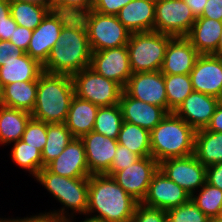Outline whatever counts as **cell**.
Segmentation results:
<instances>
[{
    "instance_id": "51",
    "label": "cell",
    "mask_w": 222,
    "mask_h": 222,
    "mask_svg": "<svg viewBox=\"0 0 222 222\" xmlns=\"http://www.w3.org/2000/svg\"><path fill=\"white\" fill-rule=\"evenodd\" d=\"M67 222H74L71 218H67L66 219ZM72 220V221H71ZM81 222H105L101 219H97V218H93V217H86L84 221H81Z\"/></svg>"
},
{
    "instance_id": "18",
    "label": "cell",
    "mask_w": 222,
    "mask_h": 222,
    "mask_svg": "<svg viewBox=\"0 0 222 222\" xmlns=\"http://www.w3.org/2000/svg\"><path fill=\"white\" fill-rule=\"evenodd\" d=\"M51 173L69 177H90L83 141L73 138L64 151L45 166Z\"/></svg>"
},
{
    "instance_id": "31",
    "label": "cell",
    "mask_w": 222,
    "mask_h": 222,
    "mask_svg": "<svg viewBox=\"0 0 222 222\" xmlns=\"http://www.w3.org/2000/svg\"><path fill=\"white\" fill-rule=\"evenodd\" d=\"M164 82L168 101V113H172L194 91L191 77L189 74H164Z\"/></svg>"
},
{
    "instance_id": "52",
    "label": "cell",
    "mask_w": 222,
    "mask_h": 222,
    "mask_svg": "<svg viewBox=\"0 0 222 222\" xmlns=\"http://www.w3.org/2000/svg\"><path fill=\"white\" fill-rule=\"evenodd\" d=\"M218 56L222 57V33H221L220 40L218 43Z\"/></svg>"
},
{
    "instance_id": "9",
    "label": "cell",
    "mask_w": 222,
    "mask_h": 222,
    "mask_svg": "<svg viewBox=\"0 0 222 222\" xmlns=\"http://www.w3.org/2000/svg\"><path fill=\"white\" fill-rule=\"evenodd\" d=\"M195 20L184 0H155L154 31L173 37L187 36Z\"/></svg>"
},
{
    "instance_id": "44",
    "label": "cell",
    "mask_w": 222,
    "mask_h": 222,
    "mask_svg": "<svg viewBox=\"0 0 222 222\" xmlns=\"http://www.w3.org/2000/svg\"><path fill=\"white\" fill-rule=\"evenodd\" d=\"M24 52L11 43L10 41L0 40V66L6 64L10 60H14L16 57H20Z\"/></svg>"
},
{
    "instance_id": "29",
    "label": "cell",
    "mask_w": 222,
    "mask_h": 222,
    "mask_svg": "<svg viewBox=\"0 0 222 222\" xmlns=\"http://www.w3.org/2000/svg\"><path fill=\"white\" fill-rule=\"evenodd\" d=\"M117 142L139 157L152 156L150 131L135 124L124 121Z\"/></svg>"
},
{
    "instance_id": "1",
    "label": "cell",
    "mask_w": 222,
    "mask_h": 222,
    "mask_svg": "<svg viewBox=\"0 0 222 222\" xmlns=\"http://www.w3.org/2000/svg\"><path fill=\"white\" fill-rule=\"evenodd\" d=\"M92 51L80 16H72L61 29L55 47L42 65L43 72L73 75L90 67Z\"/></svg>"
},
{
    "instance_id": "12",
    "label": "cell",
    "mask_w": 222,
    "mask_h": 222,
    "mask_svg": "<svg viewBox=\"0 0 222 222\" xmlns=\"http://www.w3.org/2000/svg\"><path fill=\"white\" fill-rule=\"evenodd\" d=\"M206 168L194 155L169 158L159 163V169L190 195L205 184Z\"/></svg>"
},
{
    "instance_id": "38",
    "label": "cell",
    "mask_w": 222,
    "mask_h": 222,
    "mask_svg": "<svg viewBox=\"0 0 222 222\" xmlns=\"http://www.w3.org/2000/svg\"><path fill=\"white\" fill-rule=\"evenodd\" d=\"M95 0H53V11L80 16L89 12Z\"/></svg>"
},
{
    "instance_id": "11",
    "label": "cell",
    "mask_w": 222,
    "mask_h": 222,
    "mask_svg": "<svg viewBox=\"0 0 222 222\" xmlns=\"http://www.w3.org/2000/svg\"><path fill=\"white\" fill-rule=\"evenodd\" d=\"M159 169V163L152 157H140L132 165L117 171L112 178L139 203L145 199L149 184Z\"/></svg>"
},
{
    "instance_id": "6",
    "label": "cell",
    "mask_w": 222,
    "mask_h": 222,
    "mask_svg": "<svg viewBox=\"0 0 222 222\" xmlns=\"http://www.w3.org/2000/svg\"><path fill=\"white\" fill-rule=\"evenodd\" d=\"M172 37L156 31L131 33L126 46L132 72L161 71L166 47Z\"/></svg>"
},
{
    "instance_id": "41",
    "label": "cell",
    "mask_w": 222,
    "mask_h": 222,
    "mask_svg": "<svg viewBox=\"0 0 222 222\" xmlns=\"http://www.w3.org/2000/svg\"><path fill=\"white\" fill-rule=\"evenodd\" d=\"M139 158L137 154L130 151L127 147L118 144L114 160L106 175L112 176L115 172L123 170L126 167L128 168L129 165H132Z\"/></svg>"
},
{
    "instance_id": "23",
    "label": "cell",
    "mask_w": 222,
    "mask_h": 222,
    "mask_svg": "<svg viewBox=\"0 0 222 222\" xmlns=\"http://www.w3.org/2000/svg\"><path fill=\"white\" fill-rule=\"evenodd\" d=\"M221 33V21L199 16L186 37L199 54L218 55V43Z\"/></svg>"
},
{
    "instance_id": "35",
    "label": "cell",
    "mask_w": 222,
    "mask_h": 222,
    "mask_svg": "<svg viewBox=\"0 0 222 222\" xmlns=\"http://www.w3.org/2000/svg\"><path fill=\"white\" fill-rule=\"evenodd\" d=\"M190 199L209 218L222 216V190L205 182L200 192Z\"/></svg>"
},
{
    "instance_id": "54",
    "label": "cell",
    "mask_w": 222,
    "mask_h": 222,
    "mask_svg": "<svg viewBox=\"0 0 222 222\" xmlns=\"http://www.w3.org/2000/svg\"><path fill=\"white\" fill-rule=\"evenodd\" d=\"M1 96H2V87L0 86V102H1Z\"/></svg>"
},
{
    "instance_id": "26",
    "label": "cell",
    "mask_w": 222,
    "mask_h": 222,
    "mask_svg": "<svg viewBox=\"0 0 222 222\" xmlns=\"http://www.w3.org/2000/svg\"><path fill=\"white\" fill-rule=\"evenodd\" d=\"M37 94V81H16L2 88L0 104L32 113Z\"/></svg>"
},
{
    "instance_id": "10",
    "label": "cell",
    "mask_w": 222,
    "mask_h": 222,
    "mask_svg": "<svg viewBox=\"0 0 222 222\" xmlns=\"http://www.w3.org/2000/svg\"><path fill=\"white\" fill-rule=\"evenodd\" d=\"M72 15L64 12L50 11L41 23L33 30L26 53L43 65L50 51L55 47L61 29Z\"/></svg>"
},
{
    "instance_id": "43",
    "label": "cell",
    "mask_w": 222,
    "mask_h": 222,
    "mask_svg": "<svg viewBox=\"0 0 222 222\" xmlns=\"http://www.w3.org/2000/svg\"><path fill=\"white\" fill-rule=\"evenodd\" d=\"M32 33L33 30L18 25L9 41L15 44L19 50L26 53Z\"/></svg>"
},
{
    "instance_id": "3",
    "label": "cell",
    "mask_w": 222,
    "mask_h": 222,
    "mask_svg": "<svg viewBox=\"0 0 222 222\" xmlns=\"http://www.w3.org/2000/svg\"><path fill=\"white\" fill-rule=\"evenodd\" d=\"M75 96L71 75L43 72L37 81L32 118L45 123H64Z\"/></svg>"
},
{
    "instance_id": "13",
    "label": "cell",
    "mask_w": 222,
    "mask_h": 222,
    "mask_svg": "<svg viewBox=\"0 0 222 222\" xmlns=\"http://www.w3.org/2000/svg\"><path fill=\"white\" fill-rule=\"evenodd\" d=\"M90 68L125 88L133 74L127 46L92 52Z\"/></svg>"
},
{
    "instance_id": "28",
    "label": "cell",
    "mask_w": 222,
    "mask_h": 222,
    "mask_svg": "<svg viewBox=\"0 0 222 222\" xmlns=\"http://www.w3.org/2000/svg\"><path fill=\"white\" fill-rule=\"evenodd\" d=\"M193 155L206 167L222 162V132L196 130Z\"/></svg>"
},
{
    "instance_id": "55",
    "label": "cell",
    "mask_w": 222,
    "mask_h": 222,
    "mask_svg": "<svg viewBox=\"0 0 222 222\" xmlns=\"http://www.w3.org/2000/svg\"><path fill=\"white\" fill-rule=\"evenodd\" d=\"M0 222H6V218L4 219V218H0Z\"/></svg>"
},
{
    "instance_id": "53",
    "label": "cell",
    "mask_w": 222,
    "mask_h": 222,
    "mask_svg": "<svg viewBox=\"0 0 222 222\" xmlns=\"http://www.w3.org/2000/svg\"><path fill=\"white\" fill-rule=\"evenodd\" d=\"M209 222H222V216L221 217H216V218H211Z\"/></svg>"
},
{
    "instance_id": "27",
    "label": "cell",
    "mask_w": 222,
    "mask_h": 222,
    "mask_svg": "<svg viewBox=\"0 0 222 222\" xmlns=\"http://www.w3.org/2000/svg\"><path fill=\"white\" fill-rule=\"evenodd\" d=\"M31 113L0 104V144H10L22 138Z\"/></svg>"
},
{
    "instance_id": "7",
    "label": "cell",
    "mask_w": 222,
    "mask_h": 222,
    "mask_svg": "<svg viewBox=\"0 0 222 222\" xmlns=\"http://www.w3.org/2000/svg\"><path fill=\"white\" fill-rule=\"evenodd\" d=\"M92 52L126 46L131 32L119 21L117 15H103L92 9L80 15Z\"/></svg>"
},
{
    "instance_id": "33",
    "label": "cell",
    "mask_w": 222,
    "mask_h": 222,
    "mask_svg": "<svg viewBox=\"0 0 222 222\" xmlns=\"http://www.w3.org/2000/svg\"><path fill=\"white\" fill-rule=\"evenodd\" d=\"M50 12L49 9L24 1H10V13L14 21L34 30Z\"/></svg>"
},
{
    "instance_id": "8",
    "label": "cell",
    "mask_w": 222,
    "mask_h": 222,
    "mask_svg": "<svg viewBox=\"0 0 222 222\" xmlns=\"http://www.w3.org/2000/svg\"><path fill=\"white\" fill-rule=\"evenodd\" d=\"M72 80L78 98L90 101L99 107L119 104L123 88L90 67L74 73Z\"/></svg>"
},
{
    "instance_id": "16",
    "label": "cell",
    "mask_w": 222,
    "mask_h": 222,
    "mask_svg": "<svg viewBox=\"0 0 222 222\" xmlns=\"http://www.w3.org/2000/svg\"><path fill=\"white\" fill-rule=\"evenodd\" d=\"M191 195L170 180L160 169L154 174L145 199L142 203L168 211L190 200Z\"/></svg>"
},
{
    "instance_id": "30",
    "label": "cell",
    "mask_w": 222,
    "mask_h": 222,
    "mask_svg": "<svg viewBox=\"0 0 222 222\" xmlns=\"http://www.w3.org/2000/svg\"><path fill=\"white\" fill-rule=\"evenodd\" d=\"M47 141L41 152L43 168L58 157L74 138L64 123H47Z\"/></svg>"
},
{
    "instance_id": "47",
    "label": "cell",
    "mask_w": 222,
    "mask_h": 222,
    "mask_svg": "<svg viewBox=\"0 0 222 222\" xmlns=\"http://www.w3.org/2000/svg\"><path fill=\"white\" fill-rule=\"evenodd\" d=\"M6 222H67L66 219L55 217L53 215L45 213H40L39 215H34L31 217L16 218V219H7Z\"/></svg>"
},
{
    "instance_id": "40",
    "label": "cell",
    "mask_w": 222,
    "mask_h": 222,
    "mask_svg": "<svg viewBox=\"0 0 222 222\" xmlns=\"http://www.w3.org/2000/svg\"><path fill=\"white\" fill-rule=\"evenodd\" d=\"M17 26L10 13V1L0 0V40L9 41Z\"/></svg>"
},
{
    "instance_id": "48",
    "label": "cell",
    "mask_w": 222,
    "mask_h": 222,
    "mask_svg": "<svg viewBox=\"0 0 222 222\" xmlns=\"http://www.w3.org/2000/svg\"><path fill=\"white\" fill-rule=\"evenodd\" d=\"M205 129L212 132H222V100Z\"/></svg>"
},
{
    "instance_id": "4",
    "label": "cell",
    "mask_w": 222,
    "mask_h": 222,
    "mask_svg": "<svg viewBox=\"0 0 222 222\" xmlns=\"http://www.w3.org/2000/svg\"><path fill=\"white\" fill-rule=\"evenodd\" d=\"M196 130L174 112L150 132L152 157L158 162L194 154Z\"/></svg>"
},
{
    "instance_id": "49",
    "label": "cell",
    "mask_w": 222,
    "mask_h": 222,
    "mask_svg": "<svg viewBox=\"0 0 222 222\" xmlns=\"http://www.w3.org/2000/svg\"><path fill=\"white\" fill-rule=\"evenodd\" d=\"M207 1L208 0H184L196 18L202 15Z\"/></svg>"
},
{
    "instance_id": "39",
    "label": "cell",
    "mask_w": 222,
    "mask_h": 222,
    "mask_svg": "<svg viewBox=\"0 0 222 222\" xmlns=\"http://www.w3.org/2000/svg\"><path fill=\"white\" fill-rule=\"evenodd\" d=\"M132 222H168L167 211L138 203Z\"/></svg>"
},
{
    "instance_id": "25",
    "label": "cell",
    "mask_w": 222,
    "mask_h": 222,
    "mask_svg": "<svg viewBox=\"0 0 222 222\" xmlns=\"http://www.w3.org/2000/svg\"><path fill=\"white\" fill-rule=\"evenodd\" d=\"M42 73L43 66L27 53H23L20 57L0 66V86L3 88L16 81H38Z\"/></svg>"
},
{
    "instance_id": "45",
    "label": "cell",
    "mask_w": 222,
    "mask_h": 222,
    "mask_svg": "<svg viewBox=\"0 0 222 222\" xmlns=\"http://www.w3.org/2000/svg\"><path fill=\"white\" fill-rule=\"evenodd\" d=\"M206 182L222 190V162L207 166Z\"/></svg>"
},
{
    "instance_id": "50",
    "label": "cell",
    "mask_w": 222,
    "mask_h": 222,
    "mask_svg": "<svg viewBox=\"0 0 222 222\" xmlns=\"http://www.w3.org/2000/svg\"><path fill=\"white\" fill-rule=\"evenodd\" d=\"M9 1H24L27 3L39 5L41 7H45L50 11H53V0H9Z\"/></svg>"
},
{
    "instance_id": "32",
    "label": "cell",
    "mask_w": 222,
    "mask_h": 222,
    "mask_svg": "<svg viewBox=\"0 0 222 222\" xmlns=\"http://www.w3.org/2000/svg\"><path fill=\"white\" fill-rule=\"evenodd\" d=\"M123 122L119 104L99 107L93 131L111 139H117Z\"/></svg>"
},
{
    "instance_id": "5",
    "label": "cell",
    "mask_w": 222,
    "mask_h": 222,
    "mask_svg": "<svg viewBox=\"0 0 222 222\" xmlns=\"http://www.w3.org/2000/svg\"><path fill=\"white\" fill-rule=\"evenodd\" d=\"M58 202L61 203L60 210L47 212V214L62 219L73 218L74 215L65 214L72 210L74 213L85 214L88 208L89 177L69 178L51 173L46 167L42 168L35 177ZM68 216V217H67Z\"/></svg>"
},
{
    "instance_id": "42",
    "label": "cell",
    "mask_w": 222,
    "mask_h": 222,
    "mask_svg": "<svg viewBox=\"0 0 222 222\" xmlns=\"http://www.w3.org/2000/svg\"><path fill=\"white\" fill-rule=\"evenodd\" d=\"M132 0H95L92 10L103 15H117Z\"/></svg>"
},
{
    "instance_id": "17",
    "label": "cell",
    "mask_w": 222,
    "mask_h": 222,
    "mask_svg": "<svg viewBox=\"0 0 222 222\" xmlns=\"http://www.w3.org/2000/svg\"><path fill=\"white\" fill-rule=\"evenodd\" d=\"M80 139L85 147L90 174H106L114 160L118 146L117 139H111L95 131L83 135Z\"/></svg>"
},
{
    "instance_id": "34",
    "label": "cell",
    "mask_w": 222,
    "mask_h": 222,
    "mask_svg": "<svg viewBox=\"0 0 222 222\" xmlns=\"http://www.w3.org/2000/svg\"><path fill=\"white\" fill-rule=\"evenodd\" d=\"M11 156L16 165L29 171L34 178L43 168L41 152L36 147H32L21 139L14 142L11 150Z\"/></svg>"
},
{
    "instance_id": "14",
    "label": "cell",
    "mask_w": 222,
    "mask_h": 222,
    "mask_svg": "<svg viewBox=\"0 0 222 222\" xmlns=\"http://www.w3.org/2000/svg\"><path fill=\"white\" fill-rule=\"evenodd\" d=\"M123 90L132 98L160 106L168 112L164 74L161 71L133 73Z\"/></svg>"
},
{
    "instance_id": "2",
    "label": "cell",
    "mask_w": 222,
    "mask_h": 222,
    "mask_svg": "<svg viewBox=\"0 0 222 222\" xmlns=\"http://www.w3.org/2000/svg\"><path fill=\"white\" fill-rule=\"evenodd\" d=\"M139 202L130 196L113 178L106 174L89 177L86 215L105 222H132Z\"/></svg>"
},
{
    "instance_id": "36",
    "label": "cell",
    "mask_w": 222,
    "mask_h": 222,
    "mask_svg": "<svg viewBox=\"0 0 222 222\" xmlns=\"http://www.w3.org/2000/svg\"><path fill=\"white\" fill-rule=\"evenodd\" d=\"M168 222H209V218L190 199L167 211Z\"/></svg>"
},
{
    "instance_id": "37",
    "label": "cell",
    "mask_w": 222,
    "mask_h": 222,
    "mask_svg": "<svg viewBox=\"0 0 222 222\" xmlns=\"http://www.w3.org/2000/svg\"><path fill=\"white\" fill-rule=\"evenodd\" d=\"M47 123L30 118L21 140L42 152L47 141Z\"/></svg>"
},
{
    "instance_id": "46",
    "label": "cell",
    "mask_w": 222,
    "mask_h": 222,
    "mask_svg": "<svg viewBox=\"0 0 222 222\" xmlns=\"http://www.w3.org/2000/svg\"><path fill=\"white\" fill-rule=\"evenodd\" d=\"M200 17L222 22V0H208Z\"/></svg>"
},
{
    "instance_id": "19",
    "label": "cell",
    "mask_w": 222,
    "mask_h": 222,
    "mask_svg": "<svg viewBox=\"0 0 222 222\" xmlns=\"http://www.w3.org/2000/svg\"><path fill=\"white\" fill-rule=\"evenodd\" d=\"M220 99L193 91L174 112L195 130L206 128Z\"/></svg>"
},
{
    "instance_id": "22",
    "label": "cell",
    "mask_w": 222,
    "mask_h": 222,
    "mask_svg": "<svg viewBox=\"0 0 222 222\" xmlns=\"http://www.w3.org/2000/svg\"><path fill=\"white\" fill-rule=\"evenodd\" d=\"M117 17L131 33L154 31L155 0H132Z\"/></svg>"
},
{
    "instance_id": "15",
    "label": "cell",
    "mask_w": 222,
    "mask_h": 222,
    "mask_svg": "<svg viewBox=\"0 0 222 222\" xmlns=\"http://www.w3.org/2000/svg\"><path fill=\"white\" fill-rule=\"evenodd\" d=\"M189 75L194 91L222 100V57L200 54Z\"/></svg>"
},
{
    "instance_id": "24",
    "label": "cell",
    "mask_w": 222,
    "mask_h": 222,
    "mask_svg": "<svg viewBox=\"0 0 222 222\" xmlns=\"http://www.w3.org/2000/svg\"><path fill=\"white\" fill-rule=\"evenodd\" d=\"M98 108L99 106L90 101L78 98L76 95L73 97L64 124L74 138H81L93 131Z\"/></svg>"
},
{
    "instance_id": "21",
    "label": "cell",
    "mask_w": 222,
    "mask_h": 222,
    "mask_svg": "<svg viewBox=\"0 0 222 222\" xmlns=\"http://www.w3.org/2000/svg\"><path fill=\"white\" fill-rule=\"evenodd\" d=\"M200 54L186 36L172 37L166 47L163 74H190Z\"/></svg>"
},
{
    "instance_id": "20",
    "label": "cell",
    "mask_w": 222,
    "mask_h": 222,
    "mask_svg": "<svg viewBox=\"0 0 222 222\" xmlns=\"http://www.w3.org/2000/svg\"><path fill=\"white\" fill-rule=\"evenodd\" d=\"M119 105L124 121L140 126L150 132L168 114L164 108L132 98L124 90Z\"/></svg>"
}]
</instances>
